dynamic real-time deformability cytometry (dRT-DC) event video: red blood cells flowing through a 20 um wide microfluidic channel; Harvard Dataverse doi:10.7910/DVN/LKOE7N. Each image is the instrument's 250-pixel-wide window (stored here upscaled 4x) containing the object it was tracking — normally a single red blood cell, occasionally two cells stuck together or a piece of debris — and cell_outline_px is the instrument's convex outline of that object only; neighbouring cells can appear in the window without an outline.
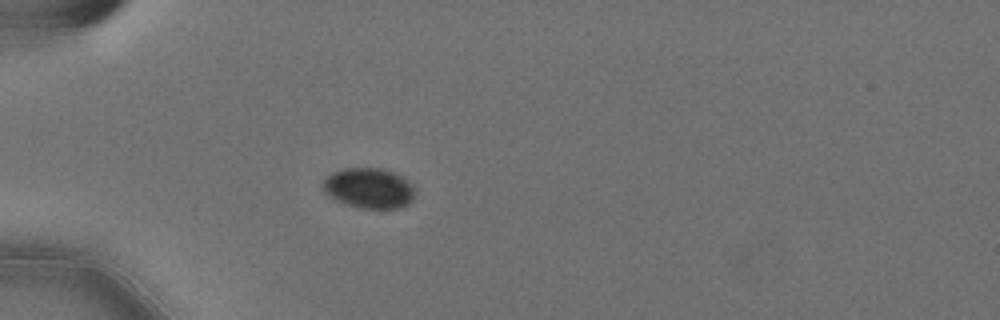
{"species": "Egyptian fruit bat (a non-hibernating species)", "species_latin": "Rousettus aegyptiacus", "temperature_condition": "cold", "stored_images_in_passage": 59, "camera_frame_rate_fps": 3000, "um_per_image_px": 0.085, "animal": {"sex": "female"}, "frame": {"image": 1, "passage_image": 19, "time_ms": 6.0, "image_size_px": [1000, 320], "cell_outline_px": [[412, 200], [408, 204], [400, 208], [356, 208], [344, 204], [328, 196], [324, 192], [320, 184], [332, 172], [344, 168], [380, 168], [392, 172], [408, 180], [412, 184]], "centroid_in_image_um": [31.3, 16.0], "position_along_channel_um": 53.7, "area_um2": 21.68}}
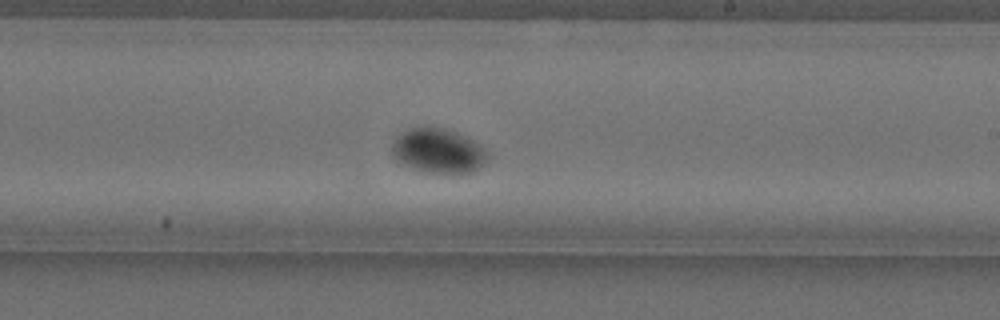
{"frame": {"image": 2, "passage_image": 37, "time_ms": 12.0, "image_size_px": [1000, 320], "cell_outline_px": [[488, 156], [484, 164], [472, 172], [420, 172], [396, 160], [392, 156], [392, 144], [404, 132], [420, 124], [432, 124], [456, 132], [480, 144], [484, 148]], "centroid_in_image_um": [37.23, 12.78], "position_along_channel_um": 251.8, "area_um2": 24.91}}
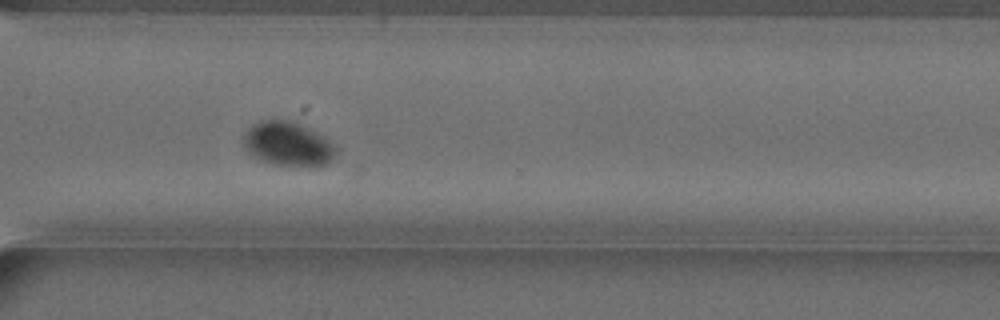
{"frame": {"image": 3, "passage_image": 45, "time_ms": 14.667, "image_size_px": [1000, 320], "cell_outline_px": [[336, 156], [328, 164], [316, 168], [272, 164], [260, 160], [252, 156], [244, 148], [244, 136], [248, 128], [252, 124], [260, 120], [288, 120], [324, 136], [336, 148]], "centroid_in_image_um": [24.48, 12.28], "position_along_channel_um": 346.1, "area_um2": 23.99}}